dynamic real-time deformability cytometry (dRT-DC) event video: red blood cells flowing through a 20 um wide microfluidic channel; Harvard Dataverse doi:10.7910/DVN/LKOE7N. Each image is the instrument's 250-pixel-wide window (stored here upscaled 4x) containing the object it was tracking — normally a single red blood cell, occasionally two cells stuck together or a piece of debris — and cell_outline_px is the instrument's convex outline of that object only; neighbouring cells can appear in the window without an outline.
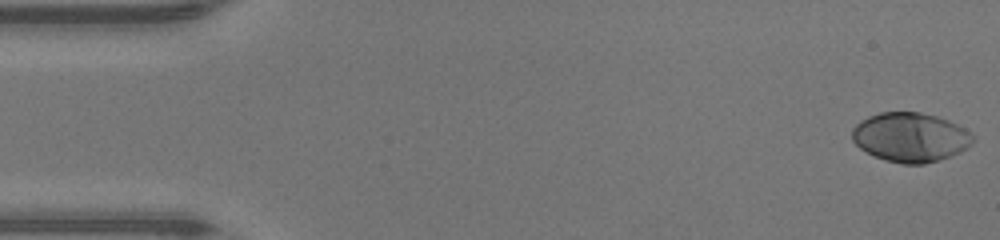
{"species": "human", "species_latin": "Homo sapiens", "temperature_condition": "warm", "stored_images_in_passage": 47, "camera_frame_rate_fps": 3000, "um_per_image_px": 0.085, "donor": {"sex": "male"}, "frame": {"image": 1, "passage_image": 1, "time_ms": 0.0, "image_size_px": [1000, 240], "cell_outline_px": [[976, 136], [972, 144], [968, 148], [948, 156], [924, 164], [904, 164], [884, 160], [860, 148], [852, 140], [852, 128], [860, 120], [868, 116], [880, 112], [920, 112], [936, 116], [948, 120], [964, 128]], "centroid_in_image_um": [77.38, 11.65], "position_along_channel_um": 7.6, "area_um2": 34.68}}
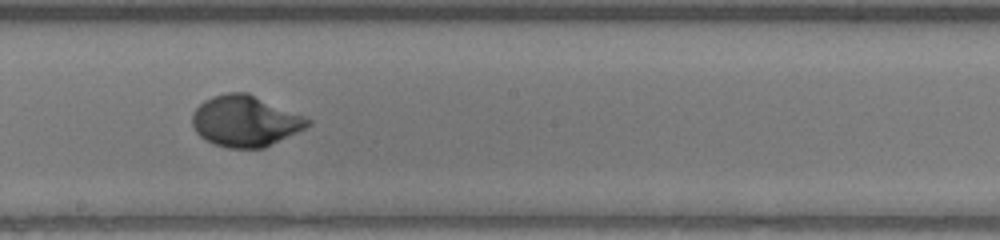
{"frame": {"image": 2, "passage_image": 26, "time_ms": 8.333, "image_size_px": [1000, 240], "cell_outline_px": [[312, 124], [264, 148], [228, 148], [204, 140], [196, 132], [192, 124], [192, 116], [196, 108], [204, 100], [212, 96], [228, 92], [248, 92], [308, 116], [312, 120]], "centroid_in_image_um": [20.87, 10.27], "position_along_channel_um": 227.3, "area_um2": 34.62}}
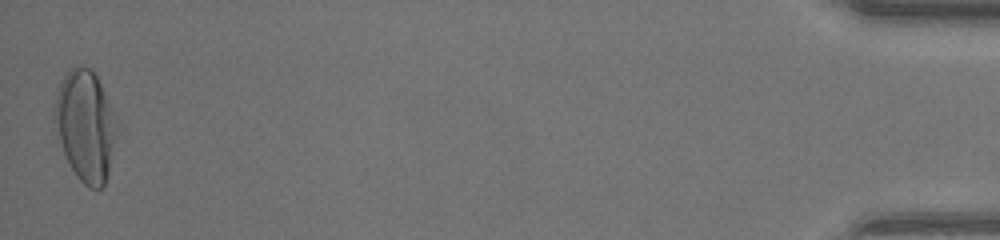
{"frame": {"image": 3, "passage_image": 47, "time_ms": 15.333, "image_size_px": [1000, 240], "cell_outline_px": [[120, 124], [104, 188], [92, 188], [84, 184], [76, 176], [64, 152], [60, 140], [56, 120], [56, 96], [60, 84], [64, 76], [76, 64], [92, 68]], "centroid_in_image_um": [7.33, 10.68], "position_along_channel_um": 427.9, "area_um2": 39.65}, "authors_computed_cell_mechanics": {"area_um2": 33.8708, "velocity_mm_per_s": 4.3453, "shape_relaxation_time_tau1_ms": 2.8172, "shape_relaxation_time_tau2_ms": null, "deformation_change_tau1": 0.2145, "deformation_change_tau2": null}}